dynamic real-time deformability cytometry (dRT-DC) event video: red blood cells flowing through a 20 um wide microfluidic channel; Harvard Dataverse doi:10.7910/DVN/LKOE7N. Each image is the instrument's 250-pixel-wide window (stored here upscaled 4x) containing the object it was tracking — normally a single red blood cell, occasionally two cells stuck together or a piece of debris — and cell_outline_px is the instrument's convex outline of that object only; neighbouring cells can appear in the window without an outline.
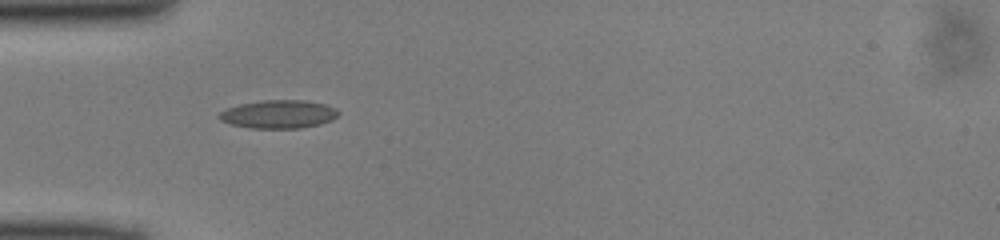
{"species": "common noctule bat (a hibernating species)", "species_latin": "Nyctalus noctula", "temperature_condition": "cold", "stored_images_in_passage": 35, "camera_frame_rate_fps": 3000, "um_per_image_px": 0.085, "animal": {"sex": "male", "body_mass_g": 13.0, "forearm_length_mm": 53.1}, "frame": {"image": 1, "passage_image": 1, "time_ms": 0.0, "image_size_px": [1000, 240], "cell_outline_px": [[340, 112], [332, 120], [320, 124], [300, 128], [252, 128], [232, 124], [220, 120], [216, 116], [220, 112], [228, 108], [240, 104], [264, 100], [304, 100], [324, 104], [336, 108]], "centroid_in_image_um": [23.69, 9.7], "position_along_channel_um": 61.3, "area_um2": 19.54}}
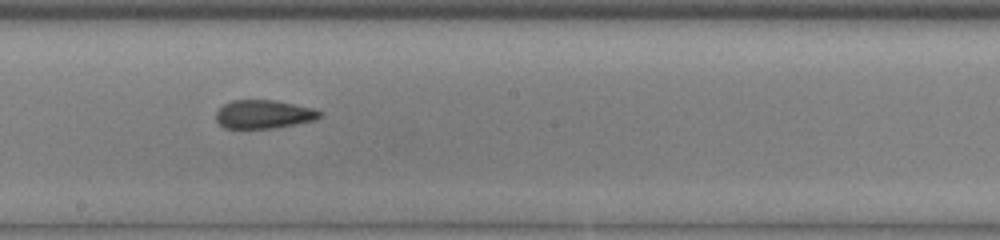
{"frame": {"image": 2, "passage_image": 13, "time_ms": 4.0, "image_size_px": [1000, 240], "cell_outline_px": [[324, 112], [316, 120], [272, 128], [224, 128], [216, 120], [216, 112], [224, 104], [232, 100], [276, 100], [312, 108]], "centroid_in_image_um": [22.42, 9.71], "position_along_channel_um": 225.8, "area_um2": 17.17}}
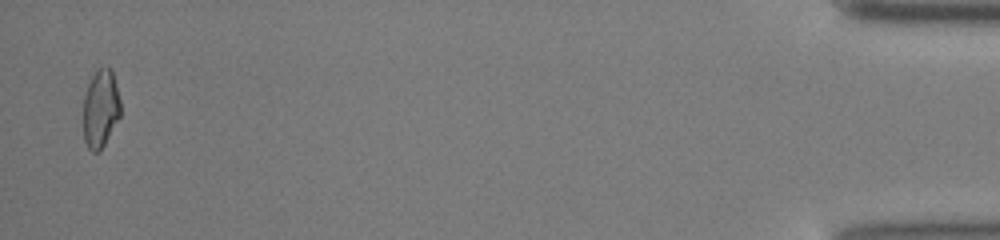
{"frame": {"image": 3, "passage_image": 34, "time_ms": 11.0, "image_size_px": [1000, 240], "cell_outline_px": [[120, 116], [104, 144], [96, 152], [92, 152], [88, 148], [84, 140], [84, 96], [88, 84], [96, 68], [112, 68], [120, 100]], "centroid_in_image_um": [8.55, 9.2], "position_along_channel_um": 426.7, "area_um2": 16.76}}